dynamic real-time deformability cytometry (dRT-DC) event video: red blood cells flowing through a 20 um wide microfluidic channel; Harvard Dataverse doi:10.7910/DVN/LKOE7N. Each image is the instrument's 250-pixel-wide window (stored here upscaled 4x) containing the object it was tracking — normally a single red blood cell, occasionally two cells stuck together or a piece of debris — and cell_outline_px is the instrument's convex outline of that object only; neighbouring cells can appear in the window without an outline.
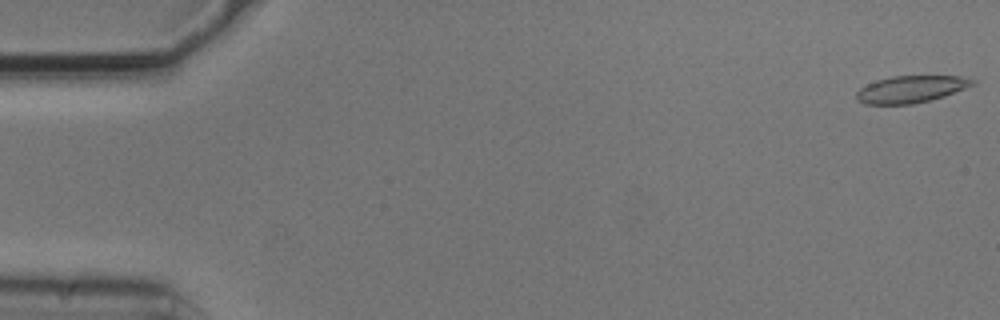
{"species": "common noctule bat (a hibernating species)", "species_latin": "Nyctalus noctula", "temperature_condition": "cold", "stored_images_in_passage": 5, "camera_frame_rate_fps": 3000, "um_per_image_px": 0.085, "animal": {"sex": "male", "body_mass_g": 20.5, "forearm_length_mm": 52.5}, "frame": {"image": 1, "passage_image": 1, "time_ms": 0.0, "image_size_px": [1000, 320], "cell_outline_px": [[976, 84], [944, 96], [912, 104], [864, 104], [856, 100], [856, 92], [860, 88], [876, 80], [892, 76], [960, 76], [976, 80]], "centroid_in_image_um": [77.42, 7.58], "position_along_channel_um": 7.6, "area_um2": 18.21}}
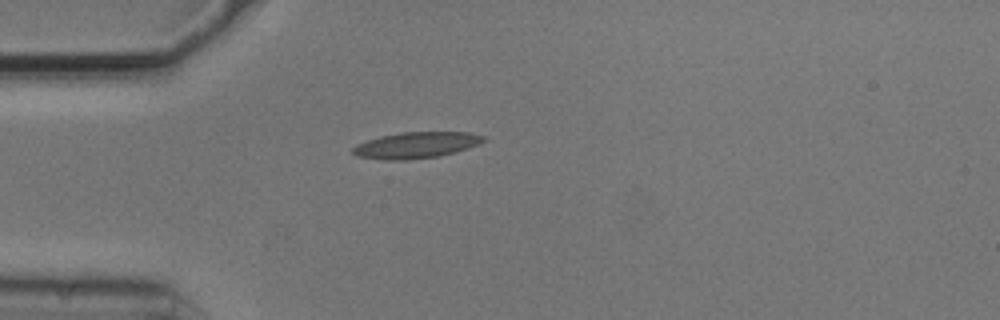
{"frame": {"image": 2, "passage_image": 5, "time_ms": 1.333, "image_size_px": [1000, 320], "cell_outline_px": [[488, 140], [480, 144], [456, 152], [440, 156], [404, 160], [384, 160], [360, 156], [352, 152], [352, 148], [356, 144], [380, 136], [400, 132], [468, 132], [488, 136]], "centroid_in_image_um": [35.45, 12.32], "position_along_channel_um": 49.6, "area_um2": 20.11}}